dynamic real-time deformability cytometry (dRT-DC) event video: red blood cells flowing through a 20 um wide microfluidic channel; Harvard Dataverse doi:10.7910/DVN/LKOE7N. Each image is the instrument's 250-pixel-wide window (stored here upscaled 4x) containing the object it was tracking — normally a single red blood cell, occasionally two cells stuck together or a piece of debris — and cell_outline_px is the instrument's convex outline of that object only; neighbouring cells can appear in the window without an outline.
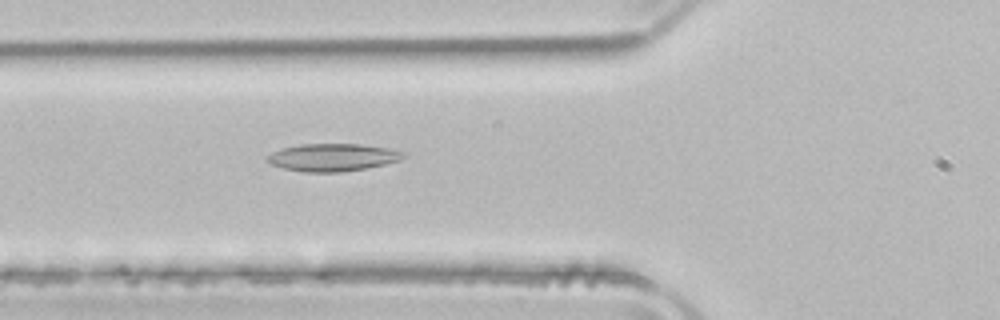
{"species": "common noctule bat (a hibernating species)", "species_latin": "Nyctalus noctula", "temperature_condition": "room temperature", "stored_images_in_passage": 42, "camera_frame_rate_fps": 3000, "um_per_image_px": 0.085, "animal": {"sex": "male", "body_mass_g": 21.5, "forearm_length_mm": 52.0}, "frame": {"image": 1, "passage_image": 9, "time_ms": 2.667, "image_size_px": [1000, 320], "cell_outline_px": [[408, 156], [400, 160], [384, 164], [364, 168], [340, 172], [304, 172], [284, 168], [272, 164], [264, 160], [264, 156], [272, 152], [284, 148], [300, 144], [360, 144], [388, 148], [404, 152]], "centroid_in_image_um": [28.26, 13.37], "position_along_channel_um": 97.5, "area_um2": 21.85}}
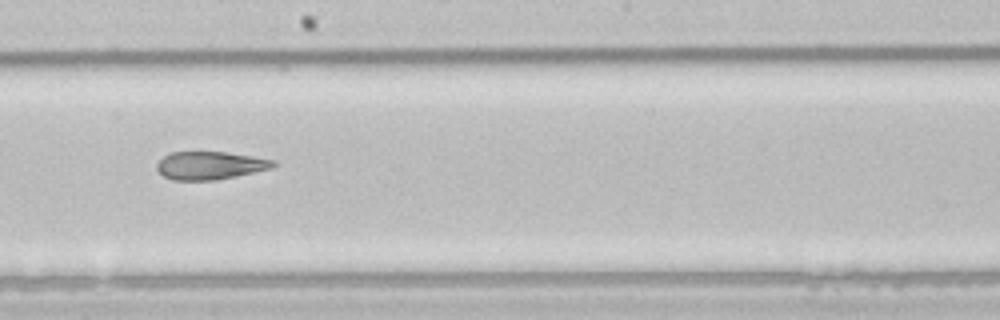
{"frame": {"image": 2, "passage_image": 19, "time_ms": 6.0, "image_size_px": [1000, 320], "cell_outline_px": [[276, 164], [272, 168], [236, 176], [216, 180], [172, 180], [164, 176], [156, 168], [156, 164], [164, 156], [172, 152], [228, 152], [276, 160]], "centroid_in_image_um": [17.87, 14.06], "position_along_channel_um": 230.3, "area_um2": 18.96}}
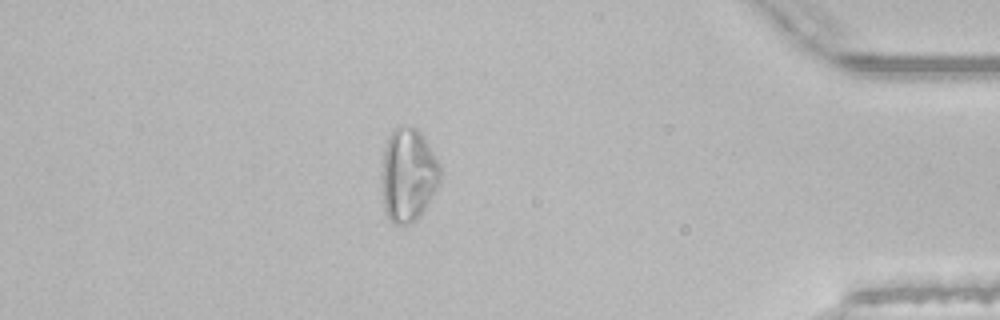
{"frame": {"image": 3, "passage_image": 35, "time_ms": 11.333, "image_size_px": [1000, 320], "cell_outline_px": [[440, 180], [436, 188], [420, 216], [416, 220], [408, 224], [392, 224], [384, 208], [384, 148], [388, 136], [392, 128], [396, 124], [412, 124], [420, 132], [440, 164]], "centroid_in_image_um": [34.71, 14.81], "position_along_channel_um": 400.5, "area_um2": 31.5}, "authors_computed_cell_mechanics": {"area_um2": 22.1952, "velocity_mm_per_s": 3.9647, "shape_relaxation_time_tau1_ms": null, "shape_relaxation_time_tau2_ms": 2.6767, "deformation_change_tau1": null, "deformation_change_tau2": 0.1135}}